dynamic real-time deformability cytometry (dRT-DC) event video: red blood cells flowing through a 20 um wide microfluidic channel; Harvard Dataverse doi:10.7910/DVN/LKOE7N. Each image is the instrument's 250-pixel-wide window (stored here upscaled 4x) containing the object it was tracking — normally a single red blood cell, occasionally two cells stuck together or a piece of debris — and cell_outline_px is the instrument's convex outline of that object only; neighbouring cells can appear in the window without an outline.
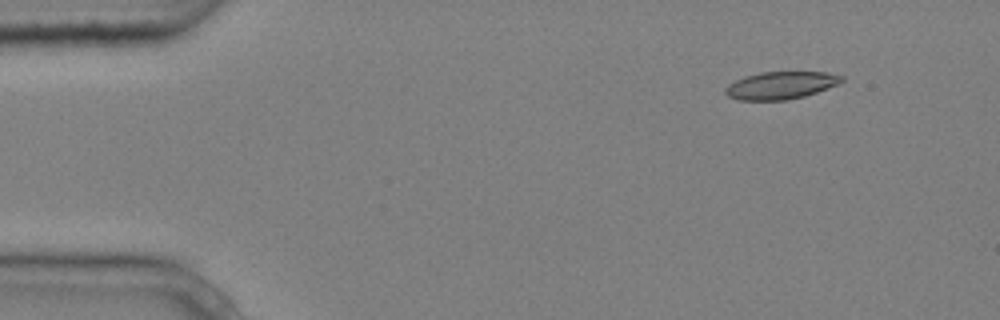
{"species": "common noctule bat (a hibernating species)", "species_latin": "Nyctalus noctula", "temperature_condition": "cold", "stored_images_in_passage": 10, "camera_frame_rate_fps": 3000, "um_per_image_px": 0.085, "animal": {"sex": "male", "body_mass_g": 20.4}, "frame": {"image": 1, "passage_image": 1, "time_ms": 0.0, "image_size_px": [1000, 320], "cell_outline_px": [[844, 80], [840, 84], [804, 96], [788, 100], [736, 100], [728, 96], [724, 92], [724, 88], [728, 84], [744, 76], [760, 72], [828, 72], [844, 76]], "centroid_in_image_um": [66.36, 7.25], "position_along_channel_um": 18.6, "area_um2": 18.84}}
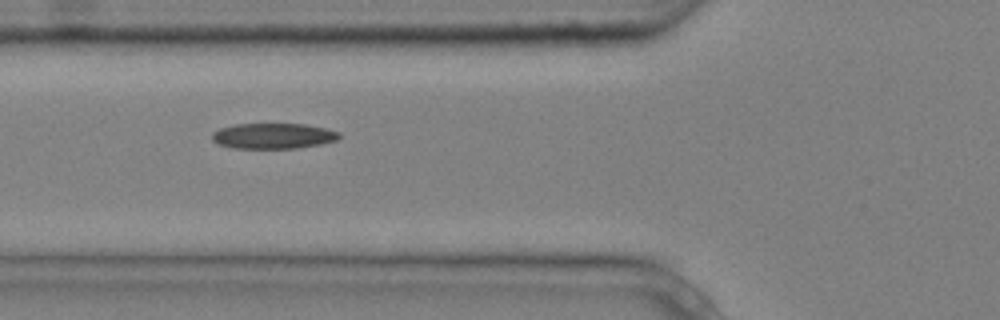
{"frame": {"image": 2, "passage_image": 5, "time_ms": 1.333, "image_size_px": [1000, 320], "cell_outline_px": [[340, 136], [336, 140], [320, 144], [300, 148], [232, 148], [220, 144], [212, 140], [212, 132], [220, 128], [236, 124], [304, 124], [328, 128], [340, 132]], "centroid_in_image_um": [23.24, 11.55], "position_along_channel_um": 102.6, "area_um2": 18.96}}
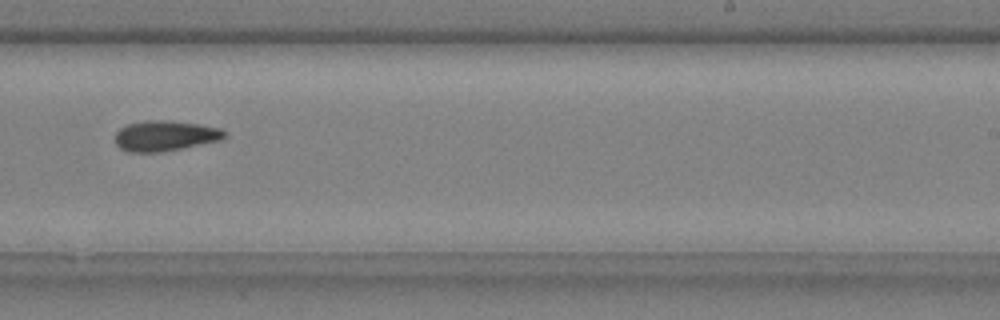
{"frame": {"image": 3, "passage_image": 9, "time_ms": 2.667, "image_size_px": [1000, 320], "cell_outline_px": [[228, 136], [224, 140], [184, 148], [160, 152], [128, 152], [120, 148], [116, 144], [116, 132], [120, 128], [128, 124], [144, 120], [168, 120], [200, 124], [220, 128], [228, 132]], "centroid_in_image_um": [14.1, 11.54], "position_along_channel_um": 274.9, "area_um2": 19.77}}